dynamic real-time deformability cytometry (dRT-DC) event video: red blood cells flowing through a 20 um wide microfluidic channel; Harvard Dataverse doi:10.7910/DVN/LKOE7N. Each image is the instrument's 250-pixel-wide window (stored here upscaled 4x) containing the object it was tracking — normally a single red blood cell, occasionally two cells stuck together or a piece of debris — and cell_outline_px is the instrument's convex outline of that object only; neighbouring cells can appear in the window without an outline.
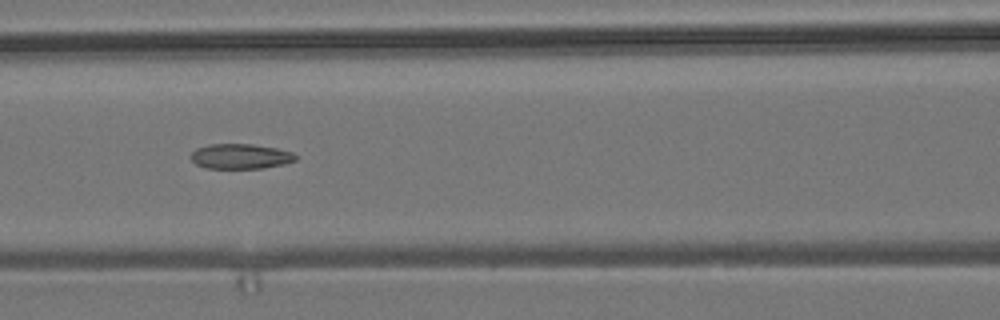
{"species": "common noctule bat (a hibernating species)", "species_latin": "Nyctalus noctula", "temperature_condition": "room temperature", "stored_images_in_passage": 14, "camera_frame_rate_fps": 3000, "um_per_image_px": 0.085, "animal": {"sex": "male", "body_mass_g": 19.2, "forearm_length_mm": 51.8}, "frame": {"image": 1, "passage_image": 6, "time_ms": 1.667, "image_size_px": [1000, 320], "cell_outline_px": [[296, 160], [284, 164], [264, 168], [204, 168], [196, 164], [192, 160], [192, 152], [196, 148], [208, 144], [252, 144], [276, 148], [292, 152], [296, 156]], "centroid_in_image_um": [20.43, 13.29], "position_along_channel_um": 146.2, "area_um2": 15.26}}
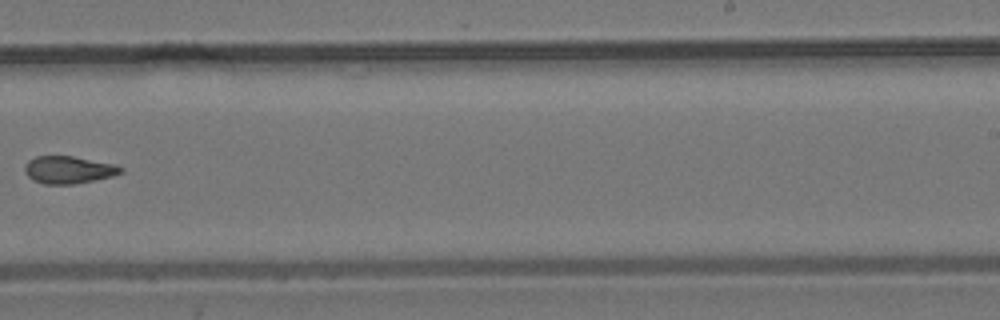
{"frame": {"image": 2, "passage_image": 9, "time_ms": 2.667, "image_size_px": [1000, 320], "cell_outline_px": [[124, 172], [112, 176], [76, 184], [44, 184], [32, 180], [24, 172], [24, 168], [28, 160], [36, 156], [72, 156], [112, 164], [124, 168]], "centroid_in_image_um": [5.8, 14.44], "position_along_channel_um": 283.2, "area_um2": 15.32}}
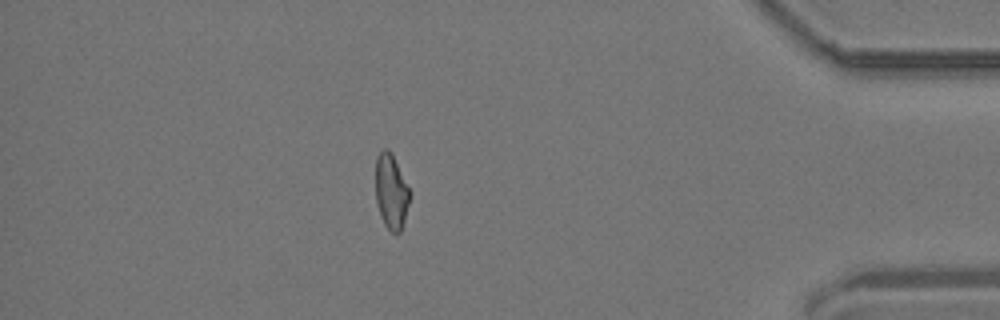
{"frame": {"image": 3, "passage_image": 13, "time_ms": 4.0, "image_size_px": [1000, 320], "cell_outline_px": [[412, 192], [404, 220], [400, 232], [392, 232], [384, 224], [380, 216], [376, 200], [376, 156], [384, 148], [388, 148], [392, 152]], "centroid_in_image_um": [33.27, 16.24], "position_along_channel_um": 401.9, "area_um2": 15.14}}